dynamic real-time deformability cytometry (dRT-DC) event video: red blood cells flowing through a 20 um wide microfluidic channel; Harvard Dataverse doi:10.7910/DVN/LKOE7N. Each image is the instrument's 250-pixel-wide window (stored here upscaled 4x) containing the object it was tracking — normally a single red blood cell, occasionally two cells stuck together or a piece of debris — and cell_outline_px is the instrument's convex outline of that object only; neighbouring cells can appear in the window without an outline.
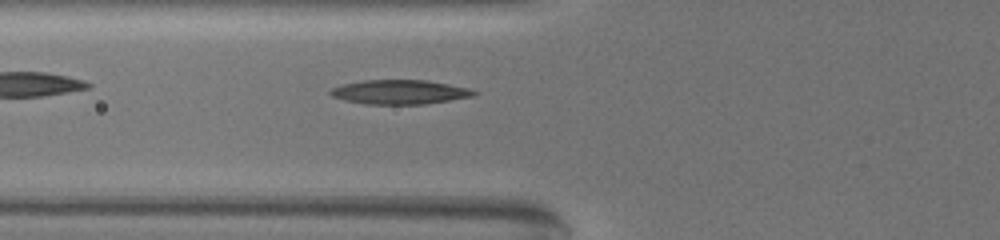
{"species": "common noctule bat (a hibernating species)", "species_latin": "Nyctalus noctula", "temperature_condition": "warm", "stored_images_in_passage": 47, "camera_frame_rate_fps": 3000, "um_per_image_px": 0.085, "animal": {"sex": "female", "body_mass_g": 19.5, "forearm_length_mm": 54.1}, "frame": {"image": 1, "passage_image": 7, "time_ms": 2.0, "image_size_px": [1000, 240], "cell_outline_px": [[480, 92], [476, 96], [424, 104], [364, 104], [344, 100], [332, 96], [328, 92], [332, 88], [340, 84], [360, 80], [424, 80], [472, 88]], "centroid_in_image_um": [33.99, 7.82], "position_along_channel_um": 91.8, "area_um2": 20.58}}
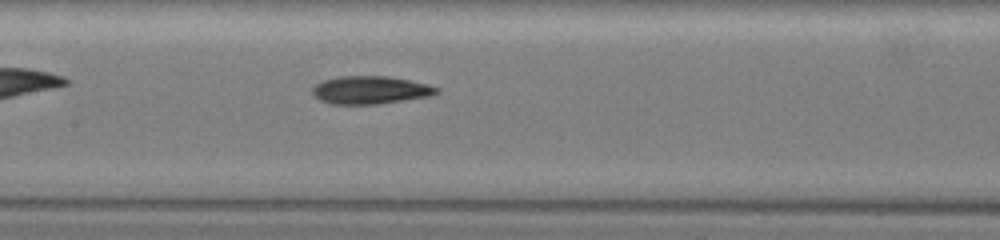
{"frame": {"image": 2, "passage_image": 15, "time_ms": 4.667, "image_size_px": [1000, 240], "cell_outline_px": [[440, 92], [428, 96], [376, 104], [332, 104], [320, 100], [312, 92], [312, 88], [316, 84], [324, 80], [340, 76], [388, 76], [428, 84], [440, 88]], "centroid_in_image_um": [31.48, 7.64], "position_along_channel_um": 175.9, "area_um2": 20.0}}
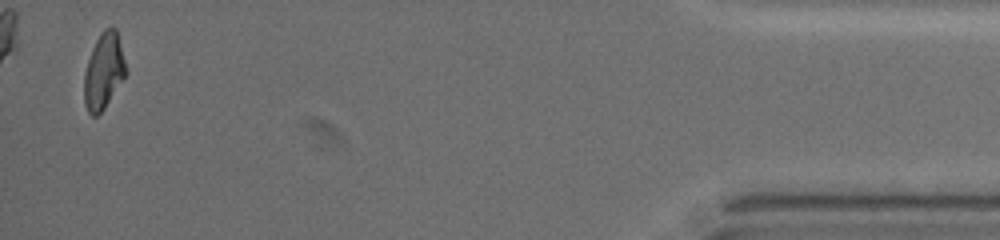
{"frame": {"image": 3, "passage_image": 46, "time_ms": 15.0, "image_size_px": [1000, 240], "cell_outline_px": [[128, 72], [104, 108], [96, 116], [92, 116], [88, 112], [84, 104], [84, 72], [92, 48], [96, 40], [104, 28], [116, 28], [128, 68]], "centroid_in_image_um": [8.83, 6.04], "position_along_channel_um": 426.4, "area_um2": 18.55}, "authors_computed_cell_mechanics": {"area_um2": 19.8832, "velocity_mm_per_s": 3.1312, "shape_relaxation_time_tau1_ms": 7.7934, "shape_relaxation_time_tau2_ms": 4.1346, "deformation_change_tau1": 0.2149, "deformation_change_tau2": 0.1098}}